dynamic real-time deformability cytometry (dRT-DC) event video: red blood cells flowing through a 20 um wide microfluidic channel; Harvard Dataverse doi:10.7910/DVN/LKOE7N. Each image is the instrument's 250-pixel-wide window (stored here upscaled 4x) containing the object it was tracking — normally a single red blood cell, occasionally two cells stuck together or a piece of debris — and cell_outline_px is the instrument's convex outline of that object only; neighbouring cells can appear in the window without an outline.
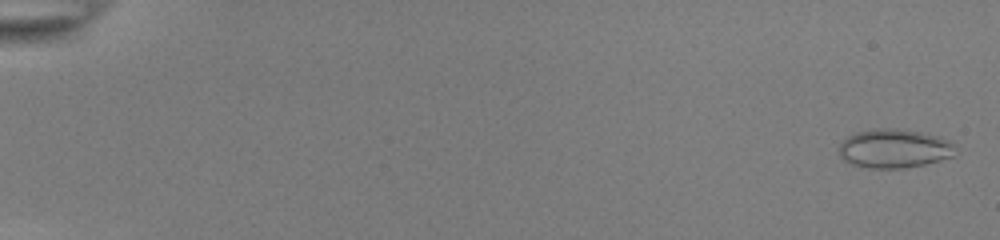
{"species": "common noctule bat (a hibernating species)", "species_latin": "Nyctalus noctula", "temperature_condition": "room temperature", "stored_images_in_passage": 54, "camera_frame_rate_fps": 3000, "um_per_image_px": 0.085, "animal": {"sex": "female", "body_mass_g": 22.0, "forearm_length_mm": 56.7}, "frame": {"image": 1, "passage_image": 2, "time_ms": 0.333, "image_size_px": [1000, 240], "cell_outline_px": [[956, 156], [924, 164], [904, 168], [864, 168], [852, 164], [844, 160], [840, 156], [840, 144], [848, 136], [856, 132], [876, 128], [896, 128], [920, 132], [940, 136], [956, 144]], "centroid_in_image_um": [76.05, 12.62], "position_along_channel_um": 8.9, "area_um2": 26.65}}
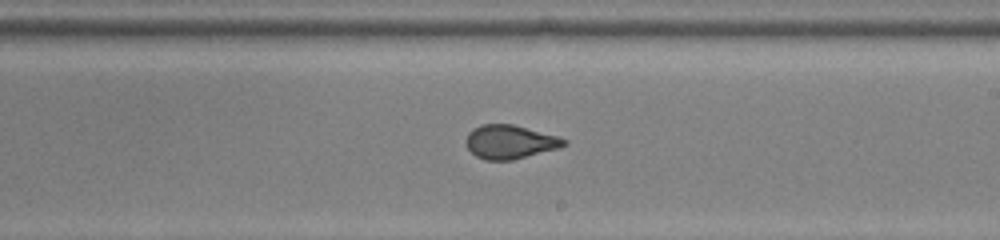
{"frame": {"image": 2, "passage_image": 34, "time_ms": 11.0, "image_size_px": [1000, 240], "cell_outline_px": [[568, 144], [560, 148], [512, 160], [484, 160], [476, 156], [468, 148], [464, 140], [468, 132], [484, 124], [512, 124], [556, 136], [568, 140]], "centroid_in_image_um": [43.34, 12.07], "position_along_channel_um": 245.7, "area_um2": 19.19}}
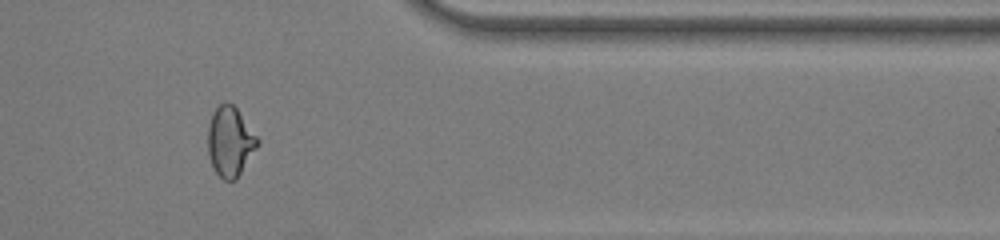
{"frame": {"image": 3, "passage_image": 46, "time_ms": 15.0, "image_size_px": [1000, 240], "cell_outline_px": [[260, 144], [236, 180], [224, 180], [216, 172], [208, 156], [208, 124], [212, 112], [224, 100], [228, 100], [236, 108], [260, 140]], "centroid_in_image_um": [19.56, 12.01], "position_along_channel_um": 391.8, "area_um2": 20.35}}